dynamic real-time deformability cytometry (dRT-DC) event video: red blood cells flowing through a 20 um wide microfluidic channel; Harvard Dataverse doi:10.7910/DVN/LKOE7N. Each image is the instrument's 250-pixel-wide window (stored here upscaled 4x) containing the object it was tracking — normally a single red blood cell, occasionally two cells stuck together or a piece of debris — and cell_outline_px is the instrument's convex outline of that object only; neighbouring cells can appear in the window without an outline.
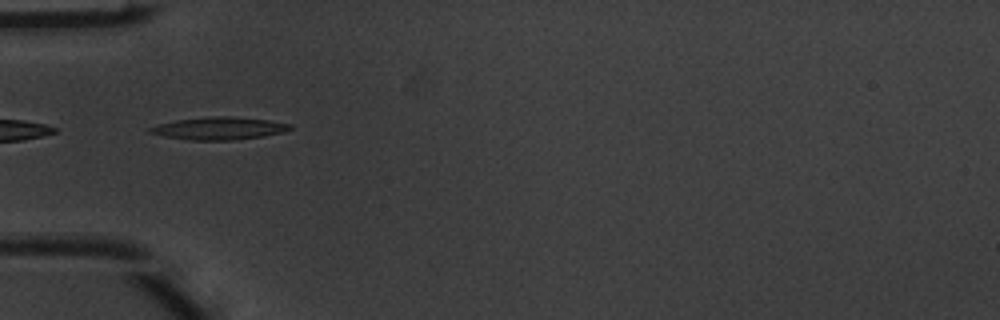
{"species": "common noctule bat (a hibernating species)", "species_latin": "Nyctalus noctula", "temperature_condition": "warm", "stored_images_in_passage": 4, "camera_frame_rate_fps": 3000, "um_per_image_px": 0.085, "animal": {"sex": "male", "body_mass_g": 20.1, "forearm_length_mm": 53.5}, "frame": {"image": 1, "passage_image": 4, "time_ms": 1.0, "image_size_px": [1000, 320], "cell_outline_px": [[292, 128], [284, 132], [264, 136], [236, 140], [188, 140], [164, 136], [148, 132], [148, 128], [160, 124], [176, 120], [208, 116], [228, 116], [268, 120], [292, 124]], "centroid_in_image_um": [18.64, 10.91], "position_along_channel_um": 66.4, "area_um2": 18.44}}